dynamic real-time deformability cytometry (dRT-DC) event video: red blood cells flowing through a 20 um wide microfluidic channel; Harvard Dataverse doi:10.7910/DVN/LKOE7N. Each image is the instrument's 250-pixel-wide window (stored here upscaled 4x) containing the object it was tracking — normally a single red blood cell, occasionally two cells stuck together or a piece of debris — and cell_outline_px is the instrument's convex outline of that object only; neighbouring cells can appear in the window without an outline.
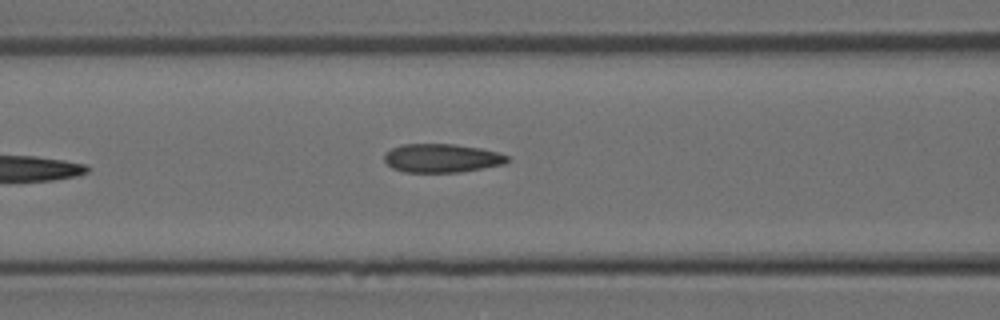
{"species": "Egyptian fruit bat (a non-hibernating species)", "species_latin": "Rousettus aegyptiacus", "temperature_condition": "room temperature", "stored_images_in_passage": 5, "camera_frame_rate_fps": 3000, "um_per_image_px": 0.085, "animal": {"sex": "female"}, "frame": {"image": 1, "passage_image": 5, "time_ms": 1.333, "image_size_px": [1000, 320], "cell_outline_px": [[508, 160], [504, 164], [460, 172], [404, 172], [392, 168], [384, 160], [384, 156], [392, 148], [404, 144], [452, 144], [480, 148], [496, 152], [508, 156]], "centroid_in_image_um": [37.53, 13.44], "position_along_channel_um": 129.1, "area_um2": 20.29}}